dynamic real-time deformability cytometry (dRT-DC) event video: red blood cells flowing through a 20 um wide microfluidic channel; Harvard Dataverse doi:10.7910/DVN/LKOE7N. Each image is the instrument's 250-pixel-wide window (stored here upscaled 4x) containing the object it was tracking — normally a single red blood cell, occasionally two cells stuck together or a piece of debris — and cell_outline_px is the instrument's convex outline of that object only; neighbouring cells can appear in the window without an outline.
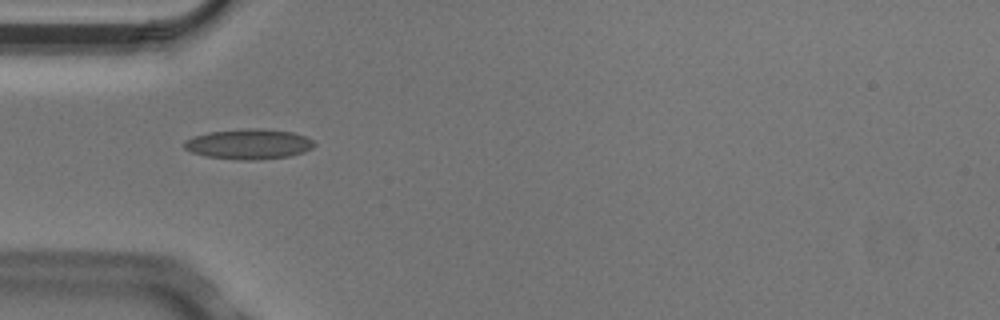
{"species": "Egyptian fruit bat (a non-hibernating species)", "species_latin": "Rousettus aegyptiacus", "temperature_condition": "cold", "stored_images_in_passage": 8, "camera_frame_rate_fps": 3000, "um_per_image_px": 0.085, "animal": {"sex": "male"}, "frame": {"image": 1, "passage_image": 3, "time_ms": 0.667, "image_size_px": [1000, 320], "cell_outline_px": [[316, 144], [312, 148], [304, 152], [288, 156], [252, 160], [240, 160], [204, 156], [192, 152], [184, 148], [184, 140], [192, 136], [208, 132], [248, 128], [260, 128], [292, 132], [316, 140]], "centroid_in_image_um": [21.14, 12.24], "position_along_channel_um": 63.9, "area_um2": 23.0}}
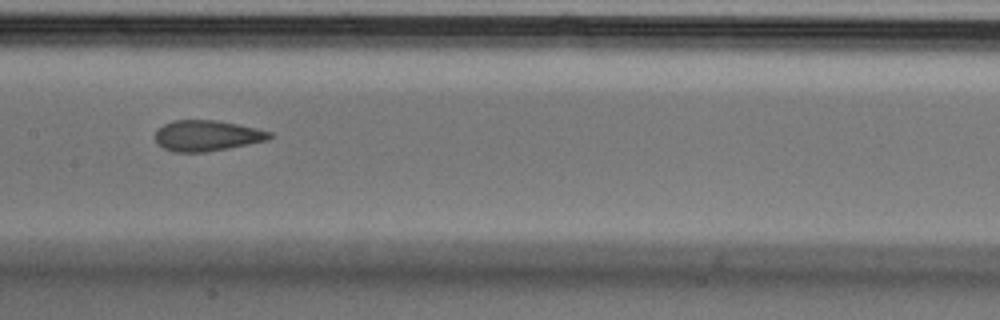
{"frame": {"image": 2, "passage_image": 6, "time_ms": 1.667, "image_size_px": [1000, 320], "cell_outline_px": [[272, 136], [268, 140], [228, 148], [204, 152], [176, 152], [164, 148], [156, 144], [156, 132], [164, 124], [172, 120], [216, 120], [256, 128], [272, 132]], "centroid_in_image_um": [17.58, 11.53], "position_along_channel_um": 189.8, "area_um2": 20.35}}
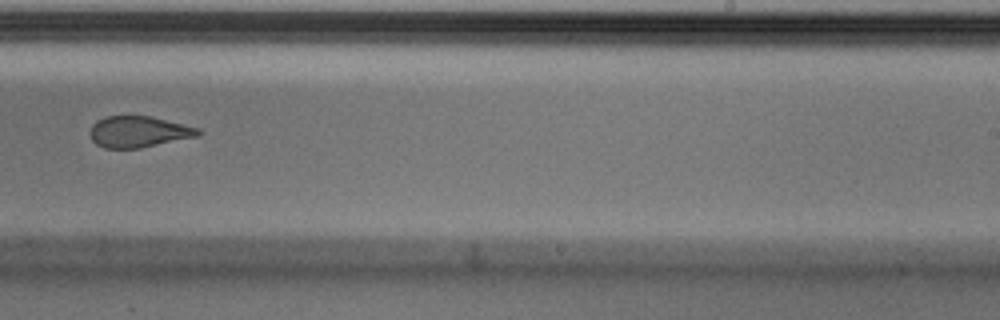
{"frame": {"image": 3, "passage_image": 8, "time_ms": 2.333, "image_size_px": [1000, 320], "cell_outline_px": [[204, 132], [196, 136], [140, 148], [104, 148], [96, 144], [92, 140], [88, 132], [92, 124], [96, 120], [104, 116], [152, 116], [200, 128]], "centroid_in_image_um": [11.75, 11.19], "position_along_channel_um": 277.2, "area_um2": 19.83}}